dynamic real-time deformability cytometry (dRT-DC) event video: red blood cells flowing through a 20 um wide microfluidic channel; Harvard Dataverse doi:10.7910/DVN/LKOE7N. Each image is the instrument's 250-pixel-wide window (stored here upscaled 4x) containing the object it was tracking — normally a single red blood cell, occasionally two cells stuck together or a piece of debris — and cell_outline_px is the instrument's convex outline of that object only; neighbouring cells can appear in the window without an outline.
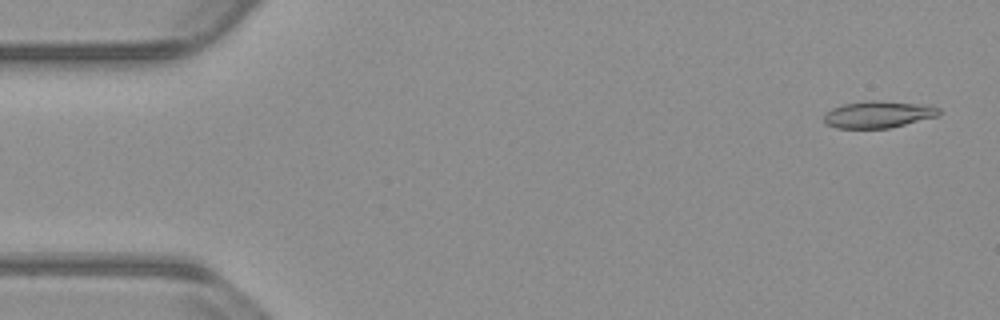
{"species": "common noctule bat (a hibernating species)", "species_latin": "Nyctalus noctula", "temperature_condition": "warm", "stored_images_in_passage": 52, "camera_frame_rate_fps": 3000, "um_per_image_px": 0.085, "animal": {"sex": "male", "body_mass_g": 23.1, "forearm_length_mm": 52.7}, "frame": {"image": 1, "passage_image": 1, "time_ms": 0.0, "image_size_px": [1000, 320], "cell_outline_px": [[940, 112], [936, 116], [888, 128], [836, 128], [824, 124], [824, 112], [832, 108], [844, 104], [872, 100], [876, 100], [920, 104], [940, 108]], "centroid_in_image_um": [74.57, 9.73], "position_along_channel_um": 10.4, "area_um2": 17.8}}
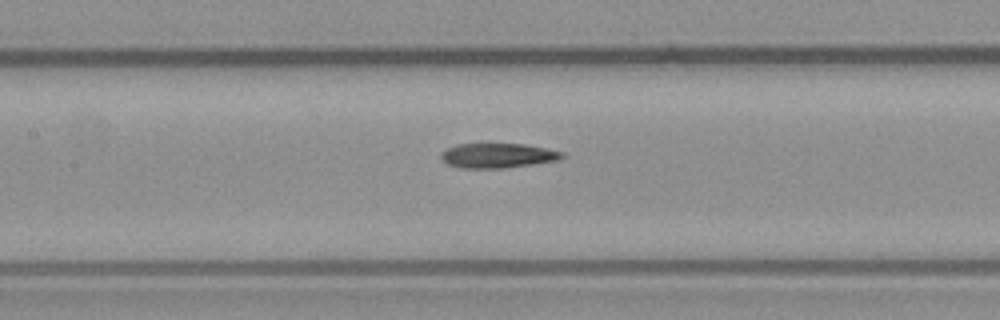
{"frame": {"image": 2, "passage_image": 23, "time_ms": 7.333, "image_size_px": [1000, 320], "cell_outline_px": [[564, 156], [560, 160], [504, 168], [460, 168], [448, 164], [440, 156], [440, 152], [448, 148], [460, 144], [524, 144], [564, 152]], "centroid_in_image_um": [42.31, 13.23], "position_along_channel_um": 165.1, "area_um2": 17.28}}
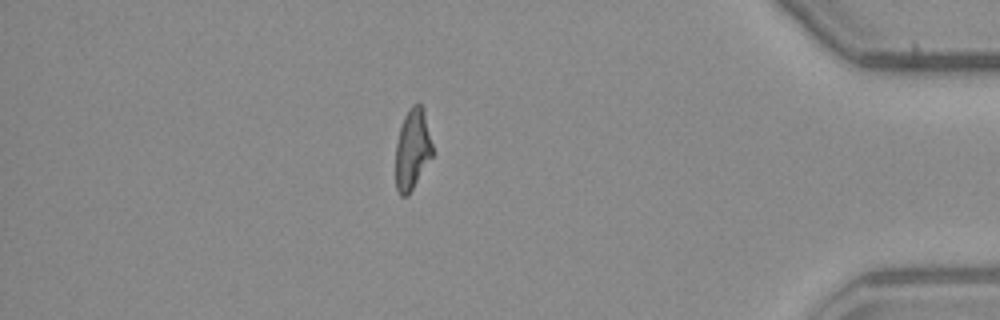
{"frame": {"image": 3, "passage_image": 45, "time_ms": 14.667, "image_size_px": [1000, 320], "cell_outline_px": [[432, 156], [408, 196], [400, 196], [396, 188], [396, 144], [400, 128], [404, 116], [408, 108], [412, 104], [420, 104], [424, 108], [432, 144]], "centroid_in_image_um": [35.05, 12.67], "position_along_channel_um": 400.2, "area_um2": 17.28}, "authors_computed_cell_mechanics": {"area_um2": 18.0336, "velocity_mm_per_s": 3.8168, "shape_relaxation_time_tau1_ms": 9.1218, "shape_relaxation_time_tau2_ms": 10.9717, "deformation_change_tau1": 0.2819, "deformation_change_tau2": 0.2358}}